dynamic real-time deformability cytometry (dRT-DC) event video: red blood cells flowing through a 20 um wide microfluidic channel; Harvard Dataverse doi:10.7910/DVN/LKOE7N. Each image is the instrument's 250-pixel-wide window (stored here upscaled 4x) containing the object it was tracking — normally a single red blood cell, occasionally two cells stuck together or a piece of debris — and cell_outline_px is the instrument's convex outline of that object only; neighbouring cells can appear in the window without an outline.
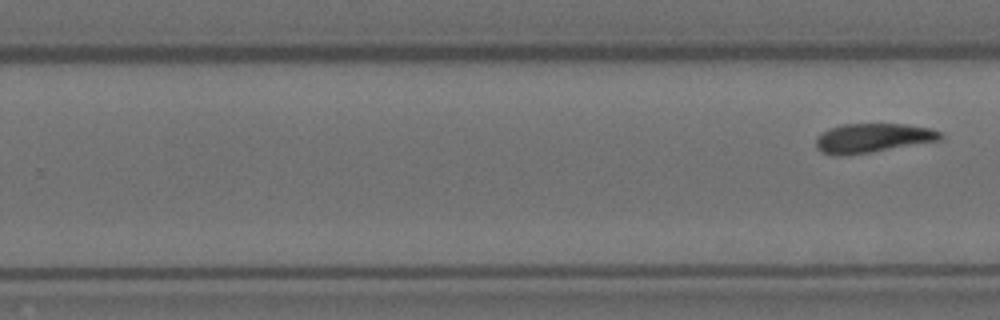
{"species": "Egyptian fruit bat (a non-hibernating species)", "species_latin": "Rousettus aegyptiacus", "temperature_condition": "room temperature", "stored_images_in_passage": 10, "segment_of_instrument_passage": [2, 2], "camera_frame_rate_fps": 3000, "um_per_image_px": 0.085, "animal": {"sex": "female"}, "frame": {"image": 1, "passage_image": 10, "time_ms": 3.0, "image_size_px": [1000, 320], "cell_outline_px": [[944, 136], [940, 140], [868, 152], [840, 156], [836, 156], [820, 152], [816, 148], [816, 136], [828, 128], [844, 124], [904, 124], [928, 128], [940, 132]], "centroid_in_image_um": [74.11, 11.73], "position_along_channel_um": 255.7, "area_um2": 20.98}}